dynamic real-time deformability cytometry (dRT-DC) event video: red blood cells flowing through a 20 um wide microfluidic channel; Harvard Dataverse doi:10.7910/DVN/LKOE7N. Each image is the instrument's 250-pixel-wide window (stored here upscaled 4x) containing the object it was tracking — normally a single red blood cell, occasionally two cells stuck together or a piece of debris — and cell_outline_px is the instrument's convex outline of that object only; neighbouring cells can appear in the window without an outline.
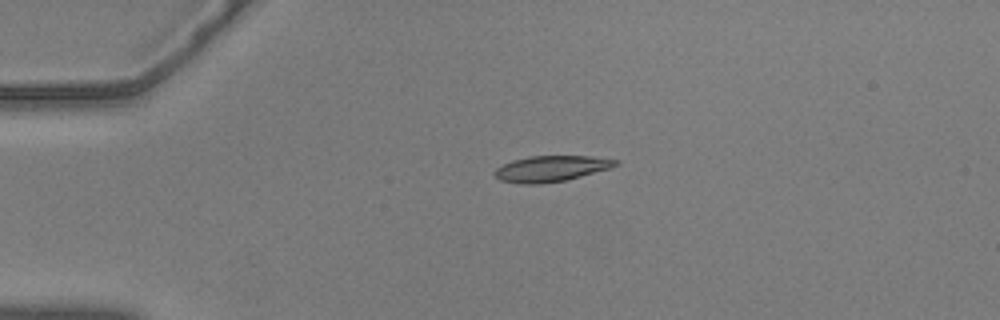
{"species": "common noctule bat (a hibernating species)", "species_latin": "Nyctalus noctula", "temperature_condition": "warm", "stored_images_in_passage": 44, "camera_frame_rate_fps": 3000, "um_per_image_px": 0.085, "animal": {"sex": "male", "body_mass_g": 20.5, "forearm_length_mm": 52.5}, "frame": {"image": 1, "passage_image": 1, "time_ms": 0.0, "image_size_px": [1000, 320], "cell_outline_px": [[620, 164], [608, 168], [580, 176], [564, 180], [540, 184], [524, 184], [500, 180], [492, 172], [496, 168], [512, 160], [532, 156], [592, 156], [620, 160]], "centroid_in_image_um": [46.83, 14.32], "position_along_channel_um": 38.2, "area_um2": 18.03}}
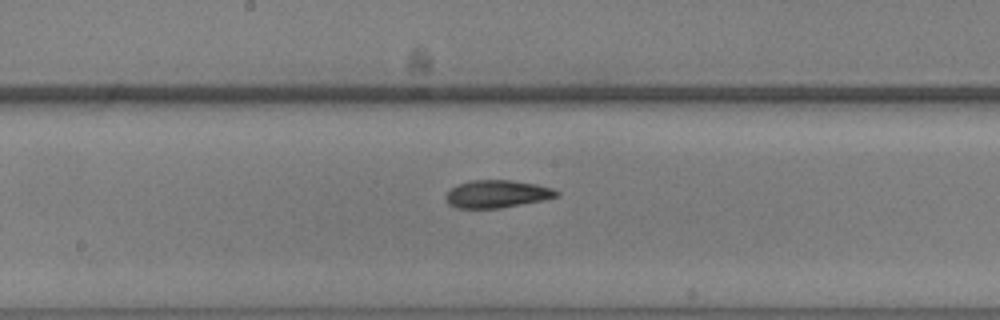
{"frame": {"image": 2, "passage_image": 18, "time_ms": 5.667, "image_size_px": [1000, 320], "cell_outline_px": [[560, 196], [544, 200], [500, 208], [456, 208], [448, 204], [444, 196], [452, 188], [460, 184], [472, 180], [512, 180], [536, 184], [552, 188], [560, 192]], "centroid_in_image_um": [42.27, 16.49], "position_along_channel_um": 205.9, "area_um2": 17.86}}
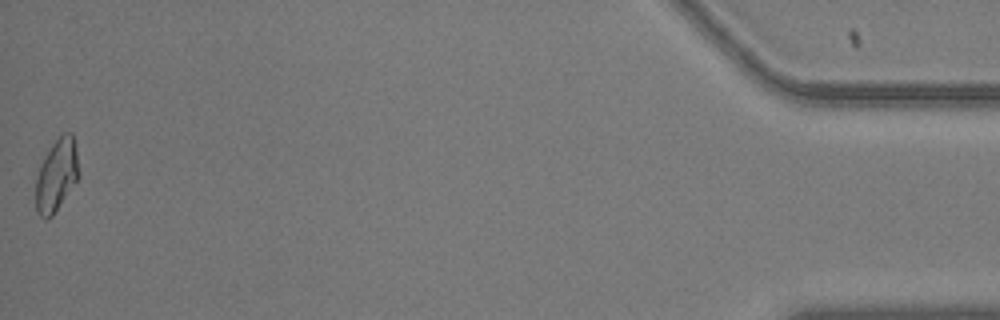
{"frame": {"image": 3, "passage_image": 44, "time_ms": 14.333, "image_size_px": [1000, 320], "cell_outline_px": [[76, 180], [52, 216], [44, 220], [36, 212], [36, 176], [52, 144], [64, 132], [72, 132], [76, 152]], "centroid_in_image_um": [4.76, 14.92], "position_along_channel_um": 430.4, "area_um2": 17.22}, "authors_computed_cell_mechanics": {"area_um2": 17.6579, "velocity_mm_per_s": 3.6355, "shape_relaxation_time_tau1_ms": 4.3403, "shape_relaxation_time_tau2_ms": 4.6075, "deformation_change_tau1": 0.1539, "deformation_change_tau2": 0.0852}}